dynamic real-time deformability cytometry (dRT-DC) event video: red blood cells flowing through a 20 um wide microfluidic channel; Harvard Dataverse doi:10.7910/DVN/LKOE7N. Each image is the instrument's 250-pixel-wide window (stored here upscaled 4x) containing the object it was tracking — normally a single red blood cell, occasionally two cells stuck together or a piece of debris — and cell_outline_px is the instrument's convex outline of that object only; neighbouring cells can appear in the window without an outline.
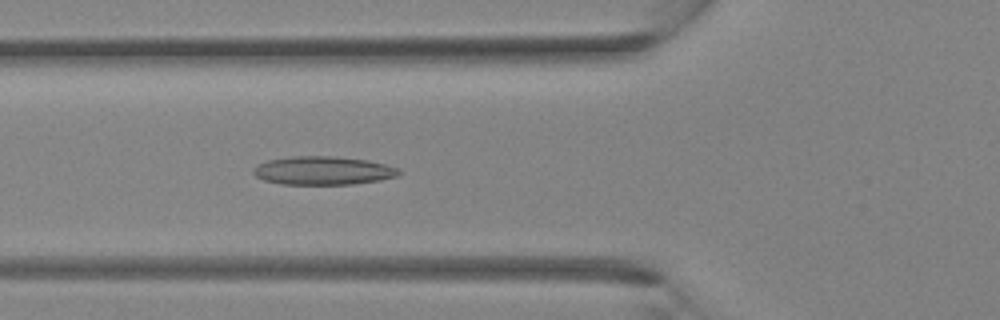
{"species": "Egyptian fruit bat (a non-hibernating species)", "species_latin": "Rousettus aegyptiacus", "temperature_condition": "room temperature", "stored_images_in_passage": 38, "camera_frame_rate_fps": 3000, "um_per_image_px": 0.085, "animal": {"sex": "female"}, "frame": {"image": 1, "passage_image": 14, "time_ms": 4.333, "image_size_px": [1000, 320], "cell_outline_px": [[400, 172], [396, 176], [380, 180], [352, 184], [280, 184], [264, 180], [256, 176], [252, 172], [252, 168], [256, 164], [268, 160], [288, 156], [332, 156], [368, 160], [400, 168]], "centroid_in_image_um": [27.42, 14.49], "position_along_channel_um": 98.4, "area_um2": 24.22}}
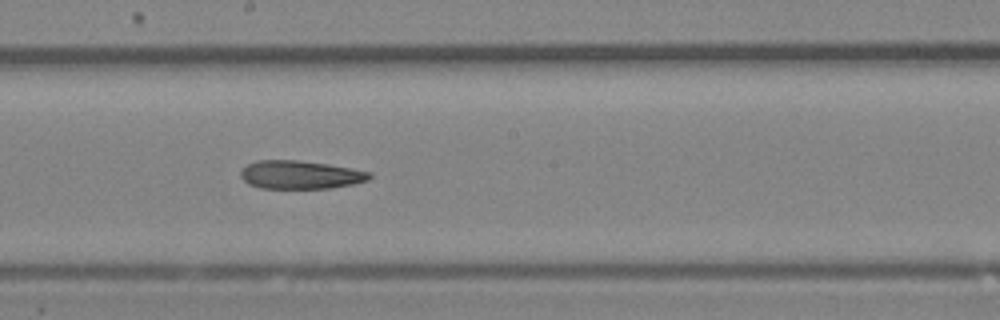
{"frame": {"image": 2, "passage_image": 21, "time_ms": 6.667, "image_size_px": [1000, 320], "cell_outline_px": [[372, 176], [368, 180], [352, 184], [332, 188], [260, 188], [248, 184], [240, 176], [240, 172], [248, 164], [256, 160], [296, 160], [328, 164], [352, 168], [372, 172]], "centroid_in_image_um": [25.54, 14.85], "position_along_channel_um": 222.7, "area_um2": 21.27}}
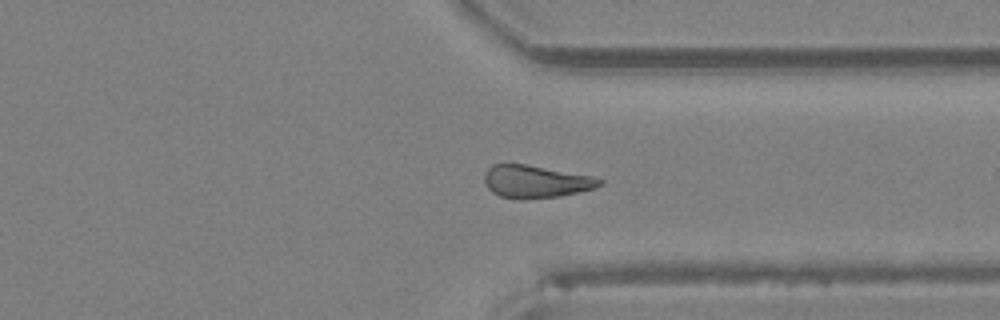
{"frame": {"image": 3, "passage_image": 29, "time_ms": 9.333, "image_size_px": [1000, 320], "cell_outline_px": [[604, 184], [596, 188], [560, 196], [500, 196], [492, 192], [488, 188], [484, 180], [484, 172], [492, 164], [524, 164], [592, 176], [604, 180]], "centroid_in_image_um": [45.57, 15.39], "position_along_channel_um": 365.8, "area_um2": 21.1}}